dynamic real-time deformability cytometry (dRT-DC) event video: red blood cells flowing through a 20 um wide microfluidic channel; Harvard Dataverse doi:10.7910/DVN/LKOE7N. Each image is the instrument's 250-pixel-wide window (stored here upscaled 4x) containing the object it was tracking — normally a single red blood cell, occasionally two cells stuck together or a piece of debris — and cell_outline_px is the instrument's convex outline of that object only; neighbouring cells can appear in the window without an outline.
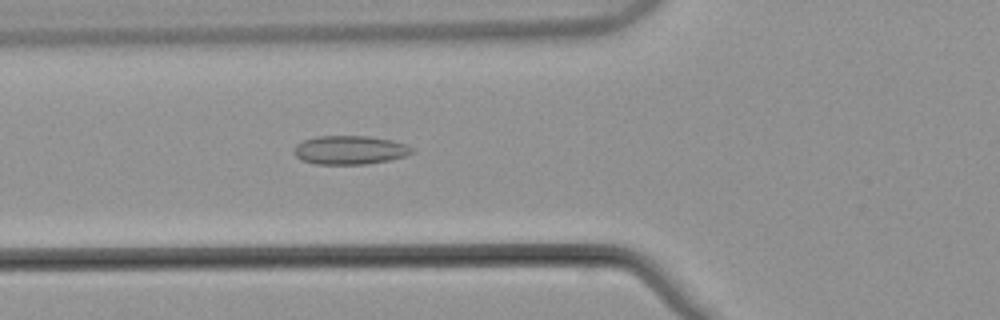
{"species": "common noctule bat (a hibernating species)", "species_latin": "Nyctalus noctula", "temperature_condition": "warm", "stored_images_in_passage": 50, "camera_frame_rate_fps": 3000, "um_per_image_px": 0.085, "animal": {"sex": "male", "body_mass_g": 21.5, "forearm_length_mm": 52.0}, "frame": {"image": 1, "passage_image": 20, "time_ms": 6.333, "image_size_px": [1000, 320], "cell_outline_px": [[412, 152], [404, 156], [388, 160], [364, 164], [316, 164], [304, 160], [296, 156], [292, 152], [296, 144], [304, 140], [316, 136], [368, 136], [392, 140], [404, 144], [412, 148]], "centroid_in_image_um": [29.69, 12.74], "position_along_channel_um": 96.1, "area_um2": 19.54}}
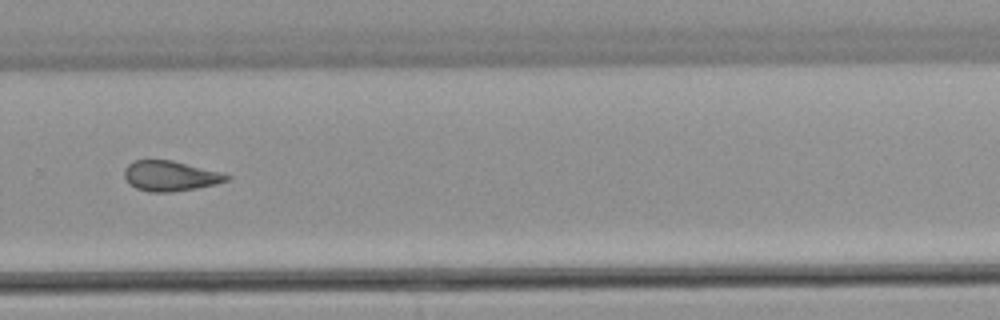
{"frame": {"image": 2, "passage_image": 37, "time_ms": 12.0, "image_size_px": [1000, 320], "cell_outline_px": [[232, 176], [228, 180], [216, 184], [196, 188], [172, 192], [148, 192], [136, 188], [128, 184], [124, 176], [124, 168], [132, 160], [172, 160], [224, 172]], "centroid_in_image_um": [14.48, 14.95], "position_along_channel_um": 315.3, "area_um2": 18.32}}
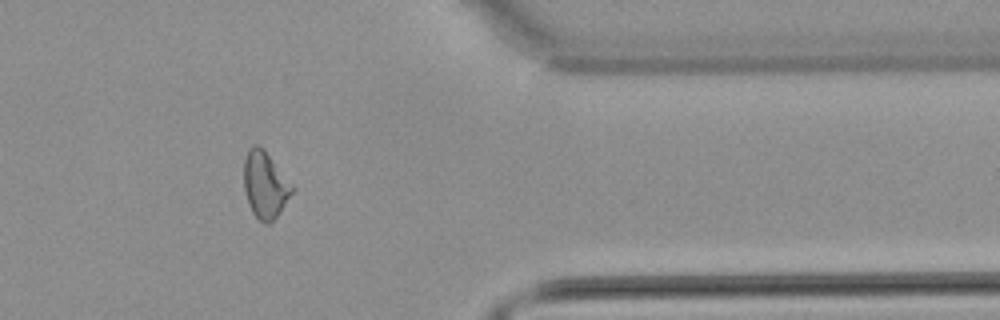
{"frame": {"image": 3, "passage_image": 44, "time_ms": 14.333, "image_size_px": [1000, 320], "cell_outline_px": [[296, 188], [276, 216], [268, 224], [264, 224], [252, 212], [248, 204], [244, 188], [244, 160], [248, 148], [256, 144], [264, 148]], "centroid_in_image_um": [22.53, 15.68], "position_along_channel_um": 388.9, "area_um2": 18.79}, "authors_computed_cell_mechanics": {"area_um2": 18.8717, "velocity_mm_per_s": 3.8728, "shape_relaxation_time_tau1_ms": null, "shape_relaxation_time_tau2_ms": 2.8193, "deformation_change_tau1": null, "deformation_change_tau2": 0.0947}}